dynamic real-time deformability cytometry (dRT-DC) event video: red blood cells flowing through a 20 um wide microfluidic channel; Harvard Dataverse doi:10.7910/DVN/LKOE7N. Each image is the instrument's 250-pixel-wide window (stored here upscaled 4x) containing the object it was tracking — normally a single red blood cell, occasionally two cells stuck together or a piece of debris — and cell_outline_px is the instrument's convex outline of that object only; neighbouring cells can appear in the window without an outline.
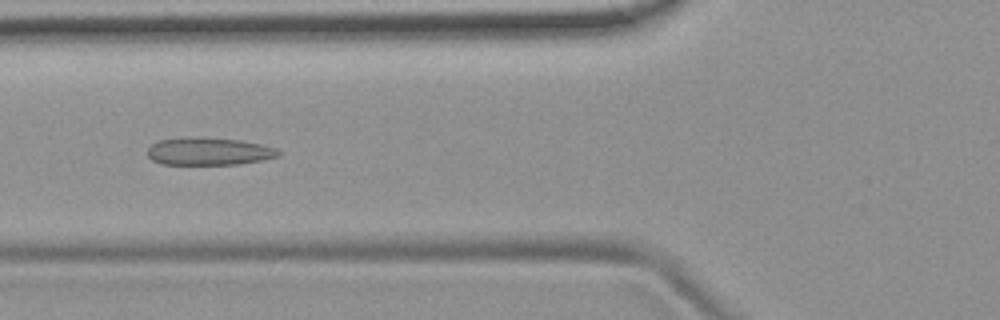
{"species": "common noctule bat (a hibernating species)", "species_latin": "Nyctalus noctula", "temperature_condition": "room temperature", "stored_images_in_passage": 52, "camera_frame_rate_fps": 3000, "um_per_image_px": 0.085, "animal": {"sex": "female", "body_mass_g": 19.9}, "frame": {"image": 1, "passage_image": 19, "time_ms": 6.0, "image_size_px": [1000, 320], "cell_outline_px": [[280, 156], [264, 160], [240, 164], [160, 164], [152, 160], [148, 156], [148, 148], [152, 144], [160, 140], [184, 136], [200, 136], [240, 140], [260, 144], [276, 148], [280, 152]], "centroid_in_image_um": [17.75, 12.85], "position_along_channel_um": 108.1, "area_um2": 21.39}}
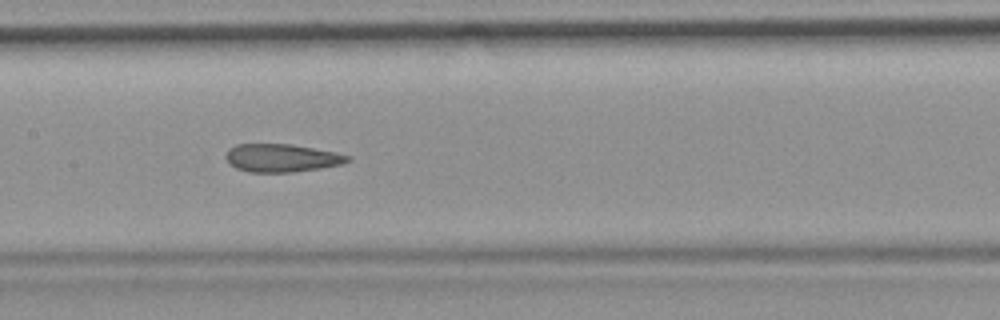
{"frame": {"image": 2, "passage_image": 25, "time_ms": 8.0, "image_size_px": [1000, 320], "cell_outline_px": [[352, 160], [344, 164], [320, 168], [292, 172], [248, 172], [236, 168], [228, 164], [224, 156], [228, 148], [236, 144], [292, 144], [336, 152], [352, 156]], "centroid_in_image_um": [23.94, 13.42], "position_along_channel_um": 183.5, "area_um2": 20.23}}
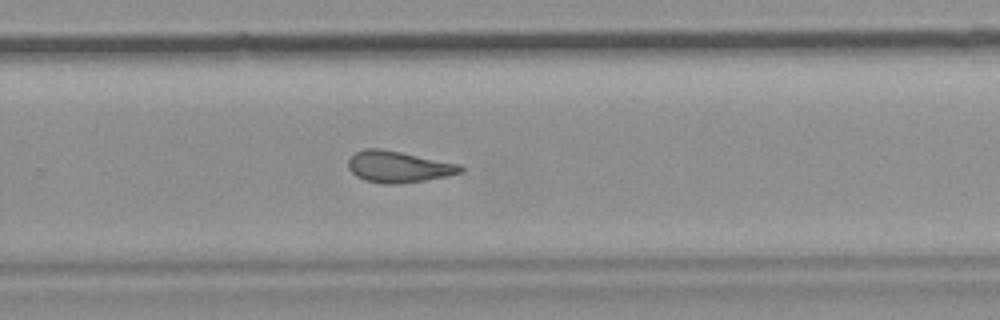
{"frame": {"image": 3, "passage_image": 34, "time_ms": 11.0, "image_size_px": [1000, 320], "cell_outline_px": [[464, 172], [448, 176], [424, 180], [396, 184], [384, 184], [364, 180], [356, 176], [348, 168], [348, 160], [356, 152], [364, 148], [380, 148], [460, 164], [464, 168]], "centroid_in_image_um": [33.87, 14.18], "position_along_channel_um": 295.9, "area_um2": 20.52}, "authors_computed_cell_mechanics": {"area_um2": 21.1548, "velocity_mm_per_s": 3.7672, "shape_relaxation_time_tau1_ms": null, "shape_relaxation_time_tau2_ms": 2.2217, "deformation_change_tau1": null, "deformation_change_tau2": 0.0874}}